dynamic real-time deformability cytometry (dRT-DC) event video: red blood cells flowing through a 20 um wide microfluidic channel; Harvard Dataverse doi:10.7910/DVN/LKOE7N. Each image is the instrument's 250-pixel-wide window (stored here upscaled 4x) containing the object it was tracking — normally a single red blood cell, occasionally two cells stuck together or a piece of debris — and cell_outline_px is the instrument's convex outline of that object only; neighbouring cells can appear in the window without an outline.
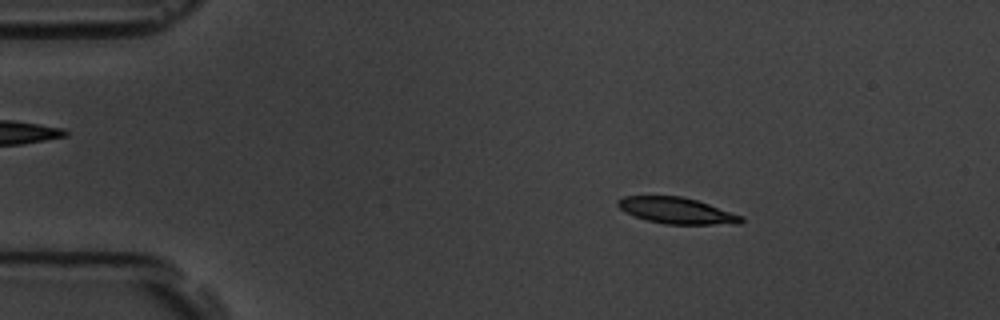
{"species": "common noctule bat (a hibernating species)", "species_latin": "Nyctalus noctula", "temperature_condition": "room temperature", "stored_images_in_passage": 3, "camera_frame_rate_fps": 3000, "um_per_image_px": 0.085, "animal": {"sex": "male", "body_mass_g": 19.5, "forearm_length_mm": 54.6}, "frame": {"image": 1, "passage_image": 1, "time_ms": 0.0, "image_size_px": [1000, 320], "cell_outline_px": [[744, 220], [740, 224], [664, 224], [648, 220], [624, 212], [616, 204], [616, 200], [624, 196], [680, 196], [696, 200], [744, 216]], "centroid_in_image_um": [57.52, 17.9], "position_along_channel_um": 27.5, "area_um2": 18.79}}